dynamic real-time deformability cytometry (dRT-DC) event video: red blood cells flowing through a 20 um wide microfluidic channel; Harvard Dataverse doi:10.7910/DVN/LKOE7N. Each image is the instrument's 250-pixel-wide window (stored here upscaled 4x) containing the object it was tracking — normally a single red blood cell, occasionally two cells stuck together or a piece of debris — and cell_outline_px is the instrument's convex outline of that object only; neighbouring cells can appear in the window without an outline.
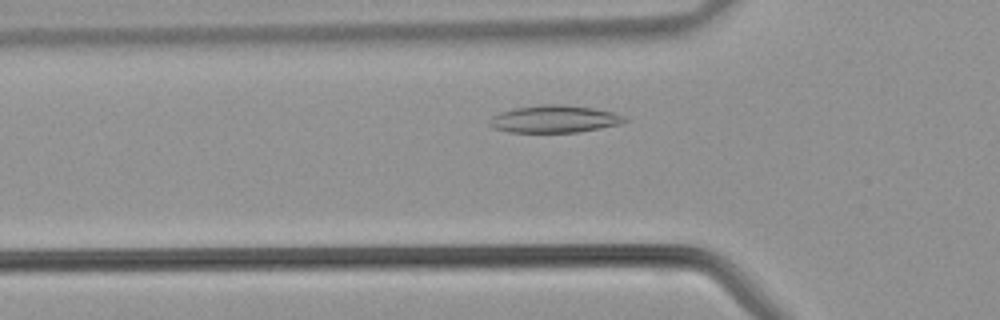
{"species": "common noctule bat (a hibernating species)", "species_latin": "Nyctalus noctula", "temperature_condition": "warm", "stored_images_in_passage": 35, "camera_frame_rate_fps": 3000, "um_per_image_px": 0.085, "animal": {"sex": "male", "body_mass_g": 21.5, "forearm_length_mm": 52.0}, "frame": {"image": 1, "passage_image": 7, "time_ms": 2.0, "image_size_px": [1000, 320], "cell_outline_px": [[628, 120], [620, 124], [600, 128], [576, 132], [508, 132], [496, 128], [488, 124], [492, 116], [500, 112], [516, 108], [544, 104], [564, 104], [592, 108], [612, 112], [624, 116]], "centroid_in_image_um": [47.13, 10.11], "position_along_channel_um": 78.7, "area_um2": 21.33}}
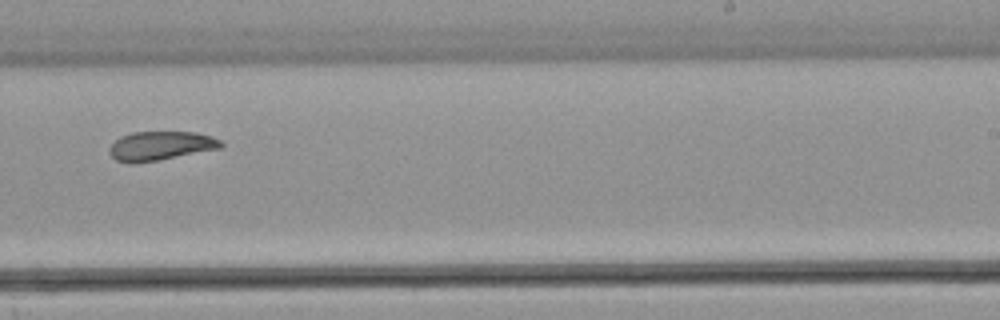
{"frame": {"image": 2, "passage_image": 19, "time_ms": 6.0, "image_size_px": [1000, 320], "cell_outline_px": [[224, 144], [220, 148], [136, 164], [128, 164], [116, 160], [108, 152], [108, 148], [120, 136], [132, 132], [196, 132], [212, 136], [220, 140]], "centroid_in_image_um": [13.61, 12.4], "position_along_channel_um": 275.4, "area_um2": 18.9}}
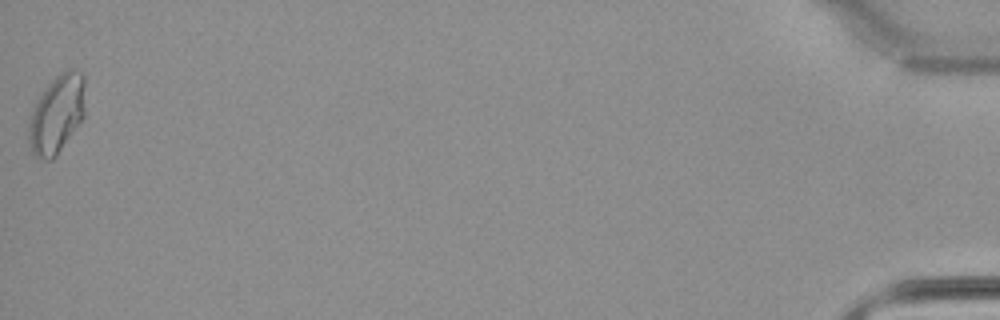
{"frame": {"image": 3, "passage_image": 35, "time_ms": 11.333, "image_size_px": [1000, 320], "cell_outline_px": [[84, 116], [56, 156], [52, 160], [40, 160], [32, 152], [28, 144], [28, 124], [32, 112], [40, 96], [48, 84], [64, 68], [72, 68], [84, 72]], "centroid_in_image_um": [4.83, 9.69], "position_along_channel_um": 430.4, "area_um2": 25.84}}